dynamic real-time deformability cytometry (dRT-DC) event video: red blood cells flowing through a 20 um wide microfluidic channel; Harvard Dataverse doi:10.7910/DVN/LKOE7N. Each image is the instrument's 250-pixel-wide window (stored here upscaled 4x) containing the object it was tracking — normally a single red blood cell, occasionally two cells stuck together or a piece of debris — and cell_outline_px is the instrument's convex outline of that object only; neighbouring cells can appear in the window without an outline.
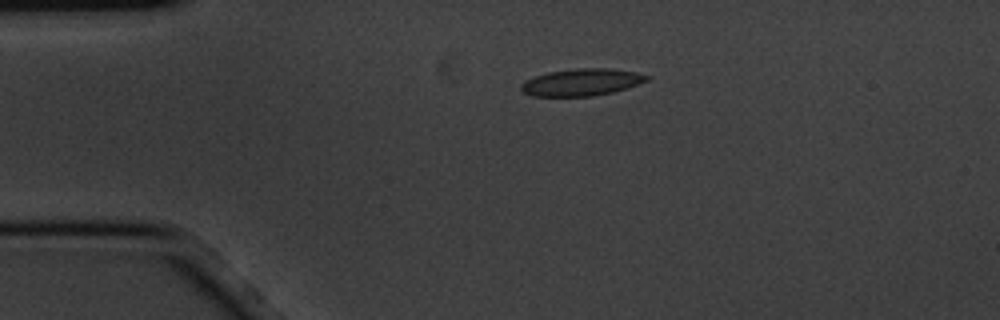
{"species": "common noctule bat (a hibernating species)", "species_latin": "Nyctalus noctula", "temperature_condition": "cold", "stored_images_in_passage": 3, "camera_frame_rate_fps": 3000, "um_per_image_px": 0.085, "animal": {"sex": "male", "body_mass_g": 20.1, "forearm_length_mm": 53.5}, "frame": {"image": 1, "passage_image": 2, "time_ms": 0.333, "image_size_px": [1000, 320], "cell_outline_px": [[652, 76], [648, 80], [612, 92], [592, 96], [532, 96], [524, 92], [520, 88], [520, 84], [524, 80], [548, 72], [576, 68], [604, 68], [636, 72]], "centroid_in_image_um": [49.4, 6.98], "position_along_channel_um": 35.6, "area_um2": 19.65}}
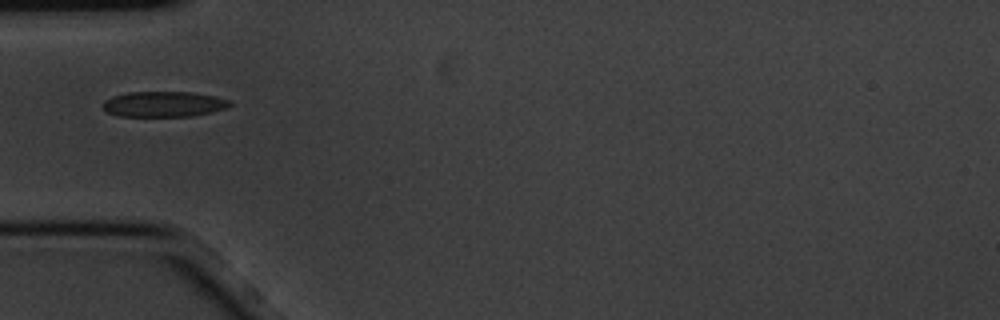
{"frame": {"image": 2, "passage_image": 3, "time_ms": 0.667, "image_size_px": [1000, 320], "cell_outline_px": [[232, 104], [228, 108], [212, 112], [192, 116], [116, 116], [108, 112], [100, 104], [104, 100], [112, 96], [128, 92], [192, 92], [216, 96], [232, 100]], "centroid_in_image_um": [13.94, 8.85], "position_along_channel_um": 71.1, "area_um2": 19.13}}